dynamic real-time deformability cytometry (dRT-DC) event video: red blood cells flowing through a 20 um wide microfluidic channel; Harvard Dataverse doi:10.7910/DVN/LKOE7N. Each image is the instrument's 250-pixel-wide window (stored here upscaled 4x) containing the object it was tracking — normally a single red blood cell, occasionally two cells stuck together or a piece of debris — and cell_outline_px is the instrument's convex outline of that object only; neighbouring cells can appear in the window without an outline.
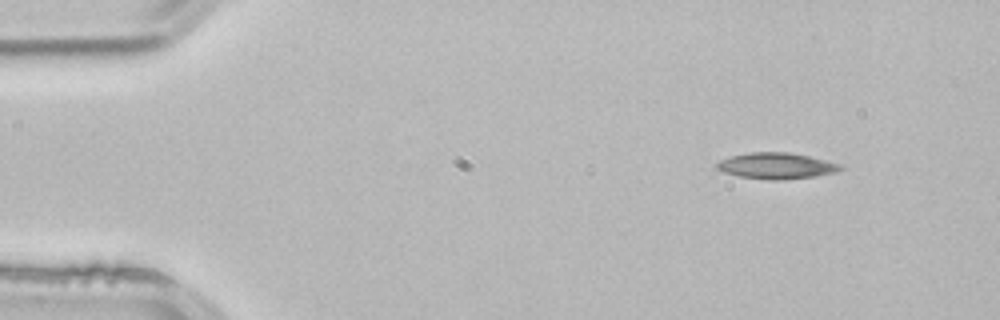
{"species": "common noctule bat (a hibernating species)", "species_latin": "Nyctalus noctula", "temperature_condition": "room temperature", "stored_images_in_passage": 2, "camera_frame_rate_fps": 3000, "um_per_image_px": 0.085, "animal": {"sex": "male", "body_mass_g": 21.5, "forearm_length_mm": 52.0}, "frame": {"image": 1, "passage_image": 1, "time_ms": 0.0, "image_size_px": [1000, 320], "cell_outline_px": [[844, 168], [836, 172], [816, 176], [780, 180], [768, 180], [740, 176], [724, 172], [716, 168], [716, 164], [720, 160], [732, 156], [748, 152], [788, 152], [808, 156], [840, 164]], "centroid_in_image_um": [65.99, 14.09], "position_along_channel_um": 19.0, "area_um2": 18.67}}
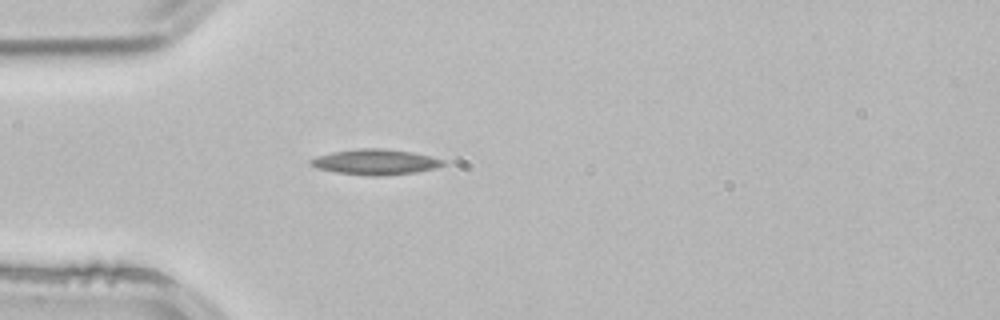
{"frame": {"image": 2, "passage_image": 2, "time_ms": 0.333, "image_size_px": [1000, 320], "cell_outline_px": [[448, 164], [436, 168], [416, 172], [384, 176], [372, 176], [336, 172], [316, 168], [308, 164], [308, 160], [316, 156], [332, 152], [360, 148], [384, 148], [408, 152], [428, 156], [444, 160]], "centroid_in_image_um": [31.88, 13.77], "position_along_channel_um": 53.1, "area_um2": 19.71}}